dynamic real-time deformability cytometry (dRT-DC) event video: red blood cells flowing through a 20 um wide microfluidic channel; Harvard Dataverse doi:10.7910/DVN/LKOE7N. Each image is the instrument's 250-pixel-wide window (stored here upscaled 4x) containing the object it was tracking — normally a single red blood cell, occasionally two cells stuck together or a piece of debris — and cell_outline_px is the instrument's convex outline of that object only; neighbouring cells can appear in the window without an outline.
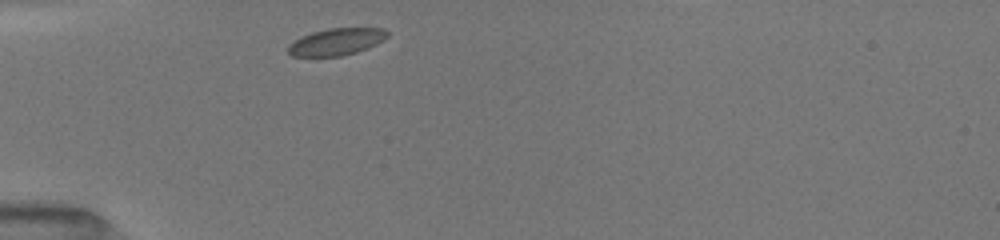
{"species": "common noctule bat (a hibernating species)", "species_latin": "Nyctalus noctula", "temperature_condition": "room temperature", "stored_images_in_passage": 28, "camera_frame_rate_fps": 3000, "um_per_image_px": 0.085, "animal": {"sex": "female", "body_mass_g": 19.5, "forearm_length_mm": 54.1}, "frame": {"image": 1, "passage_image": 1, "time_ms": 0.0, "image_size_px": [1000, 240], "cell_outline_px": [[388, 36], [384, 40], [368, 48], [356, 52], [340, 56], [292, 56], [288, 52], [288, 44], [300, 36], [312, 32], [328, 28], [384, 28], [388, 32]], "centroid_in_image_um": [28.59, 3.54], "position_along_channel_um": 56.4, "area_um2": 15.66}}
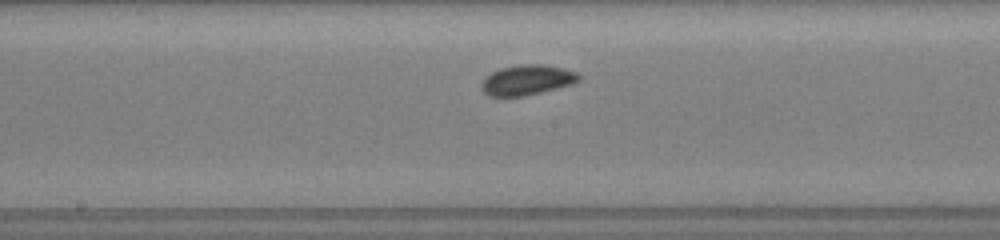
{"frame": {"image": 2, "passage_image": 11, "time_ms": 4.0, "image_size_px": [1000, 240], "cell_outline_px": [[580, 80], [572, 84], [524, 96], [488, 96], [480, 88], [480, 84], [492, 72], [500, 68], [520, 64], [544, 64], [576, 72], [580, 76]], "centroid_in_image_um": [44.78, 6.8], "position_along_channel_um": 203.4, "area_um2": 16.94}}
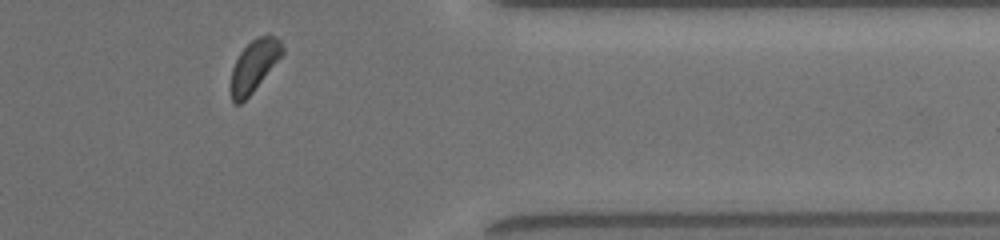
{"frame": {"image": 3, "passage_image": 24, "time_ms": 9.0, "image_size_px": [1000, 240], "cell_outline_px": [[284, 52], [252, 92], [240, 104], [236, 104], [232, 100], [232, 68], [240, 52], [256, 36], [268, 32], [276, 36], [280, 40], [284, 48]], "centroid_in_image_um": [21.63, 5.5], "position_along_channel_um": 389.8, "area_um2": 15.26}}